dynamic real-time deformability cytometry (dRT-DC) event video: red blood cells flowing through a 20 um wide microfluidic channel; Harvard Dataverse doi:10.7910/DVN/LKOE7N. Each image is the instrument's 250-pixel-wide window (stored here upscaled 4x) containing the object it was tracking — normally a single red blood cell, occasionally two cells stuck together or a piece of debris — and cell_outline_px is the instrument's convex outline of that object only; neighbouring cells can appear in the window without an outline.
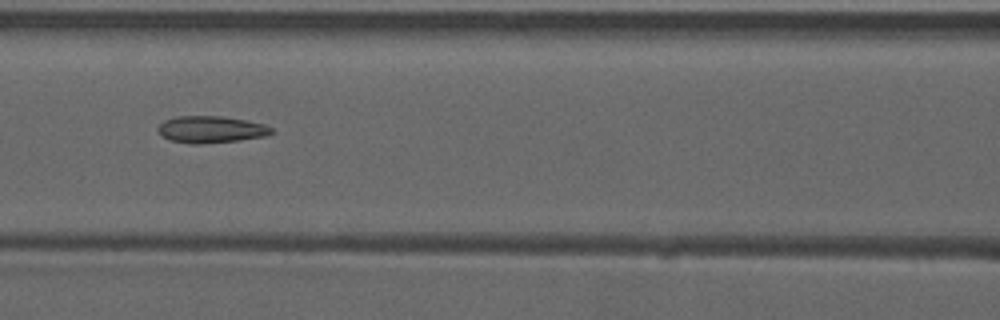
{"species": "common noctule bat (a hibernating species)", "species_latin": "Nyctalus noctula", "temperature_condition": "warm", "stored_images_in_passage": 9, "camera_frame_rate_fps": 3000, "um_per_image_px": 0.085, "animal": {"sex": "male", "forearm_length_mm": 52.5}, "frame": {"image": 1, "passage_image": 7, "time_ms": 2.0, "image_size_px": [1000, 320], "cell_outline_px": [[272, 132], [264, 136], [240, 140], [200, 144], [192, 144], [168, 140], [160, 136], [156, 128], [164, 120], [176, 116], [224, 116], [248, 120], [264, 124], [272, 128]], "centroid_in_image_um": [17.88, 11.0], "position_along_channel_um": 148.7, "area_um2": 17.98}}
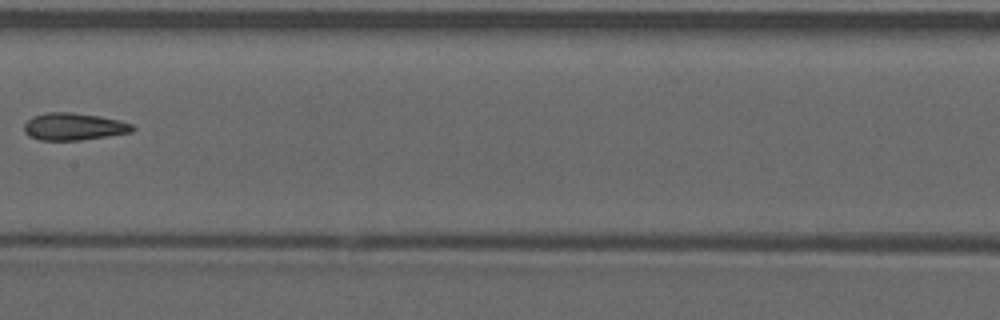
{"frame": {"image": 2, "passage_image": 8, "time_ms": 2.333, "image_size_px": [1000, 320], "cell_outline_px": [[136, 128], [132, 132], [80, 140], [40, 140], [24, 132], [24, 124], [32, 116], [44, 112], [72, 112], [100, 116], [120, 120], [132, 124]], "centroid_in_image_um": [6.28, 10.74], "position_along_channel_um": 201.1, "area_um2": 17.22}}
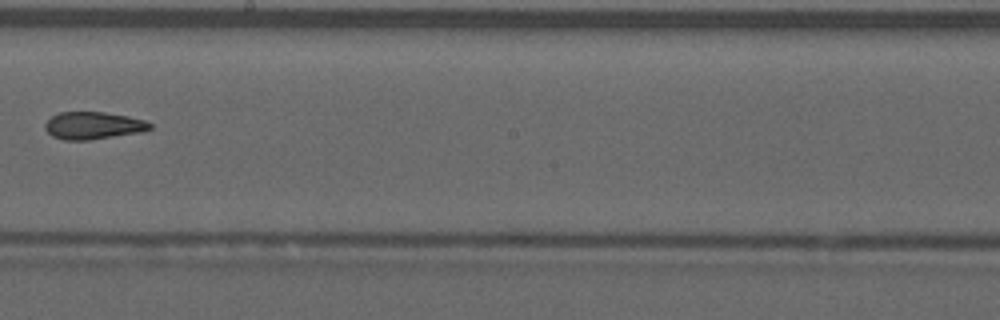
{"frame": {"image": 3, "passage_image": 9, "time_ms": 2.667, "image_size_px": [1000, 320], "cell_outline_px": [[152, 128], [140, 132], [88, 140], [64, 140], [52, 136], [44, 128], [44, 124], [52, 116], [60, 112], [104, 112], [128, 116], [144, 120], [152, 124]], "centroid_in_image_um": [7.9, 10.67], "position_along_channel_um": 240.3, "area_um2": 16.65}}